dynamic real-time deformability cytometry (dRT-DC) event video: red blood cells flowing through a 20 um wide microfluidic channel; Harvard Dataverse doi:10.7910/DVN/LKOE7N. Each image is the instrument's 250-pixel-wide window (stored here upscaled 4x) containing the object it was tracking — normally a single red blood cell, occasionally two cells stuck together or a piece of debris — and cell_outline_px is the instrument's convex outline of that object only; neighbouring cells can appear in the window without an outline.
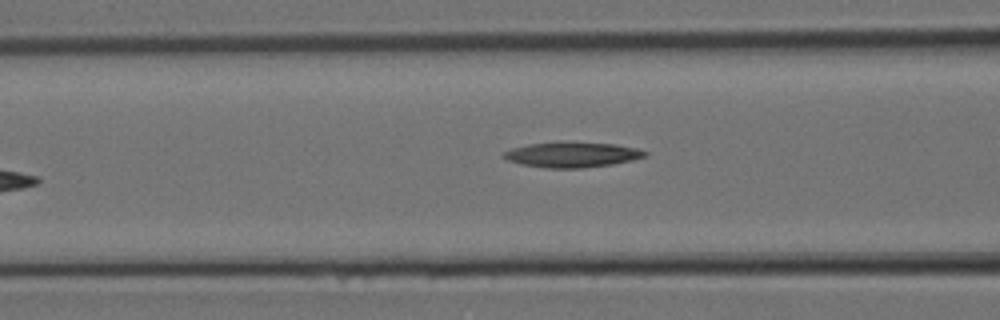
{"species": "Egyptian fruit bat (a non-hibernating species)", "species_latin": "Rousettus aegyptiacus", "temperature_condition": "room temperature", "stored_images_in_passage": 9, "segment_of_instrument_passage": [2, 2], "camera_frame_rate_fps": 3000, "um_per_image_px": 0.085, "animal": {"sex": "female"}, "frame": {"image": 1, "passage_image": 9, "time_ms": 2.667, "image_size_px": [1000, 320], "cell_outline_px": [[648, 156], [632, 160], [612, 164], [580, 168], [544, 168], [520, 164], [508, 160], [504, 156], [504, 152], [512, 148], [528, 144], [560, 140], [616, 144], [636, 148], [648, 152]], "centroid_in_image_um": [48.64, 13.12], "position_along_channel_um": 118.0, "area_um2": 21.21}}